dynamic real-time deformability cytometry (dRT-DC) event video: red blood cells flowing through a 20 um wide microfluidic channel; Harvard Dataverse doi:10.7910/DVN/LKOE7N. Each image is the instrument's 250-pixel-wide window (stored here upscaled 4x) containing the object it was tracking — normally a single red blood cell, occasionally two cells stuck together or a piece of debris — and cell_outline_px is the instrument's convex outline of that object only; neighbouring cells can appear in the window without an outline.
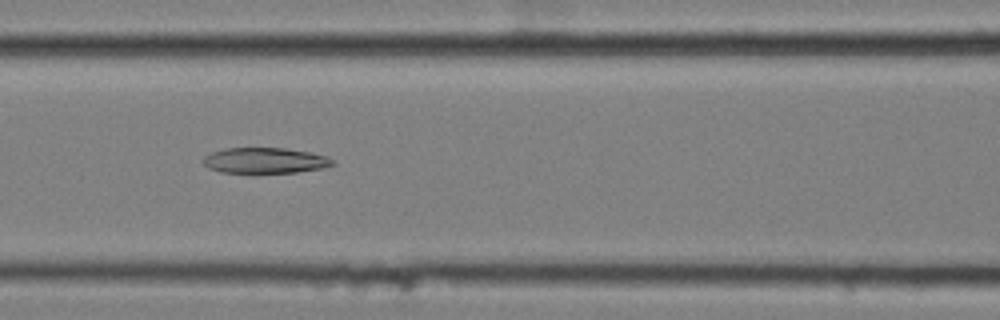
{"species": "common noctule bat (a hibernating species)", "species_latin": "Nyctalus noctula", "temperature_condition": "cold", "stored_images_in_passage": 16, "camera_frame_rate_fps": 3000, "um_per_image_px": 0.085, "animal": {"sex": "female", "body_mass_g": 25.1}, "frame": {"image": 1, "passage_image": 7, "time_ms": 2.0, "image_size_px": [1000, 320], "cell_outline_px": [[336, 164], [324, 168], [296, 172], [220, 172], [208, 168], [204, 164], [204, 156], [212, 152], [224, 148], [284, 148], [308, 152], [328, 156]], "centroid_in_image_um": [22.53, 13.64], "position_along_channel_um": 144.1, "area_um2": 19.19}}
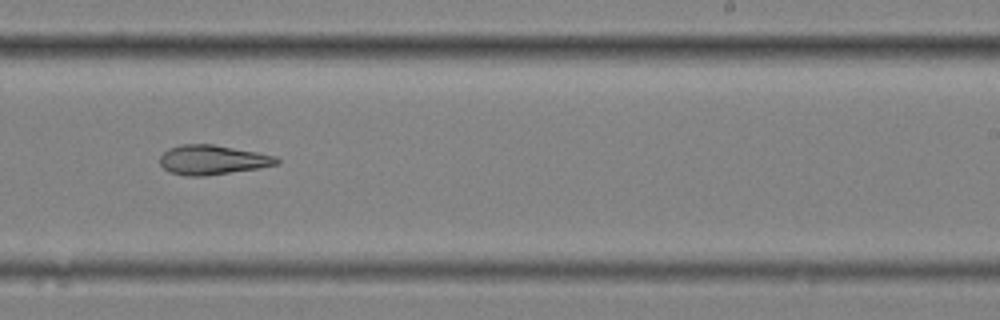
{"frame": {"image": 2, "passage_image": 10, "time_ms": 3.0, "image_size_px": [1000, 320], "cell_outline_px": [[280, 160], [276, 164], [256, 168], [204, 176], [188, 176], [168, 172], [160, 164], [160, 156], [168, 148], [180, 144], [212, 144], [256, 152], [276, 156]], "centroid_in_image_um": [18.0, 13.58], "position_along_channel_um": 271.0, "area_um2": 19.88}}
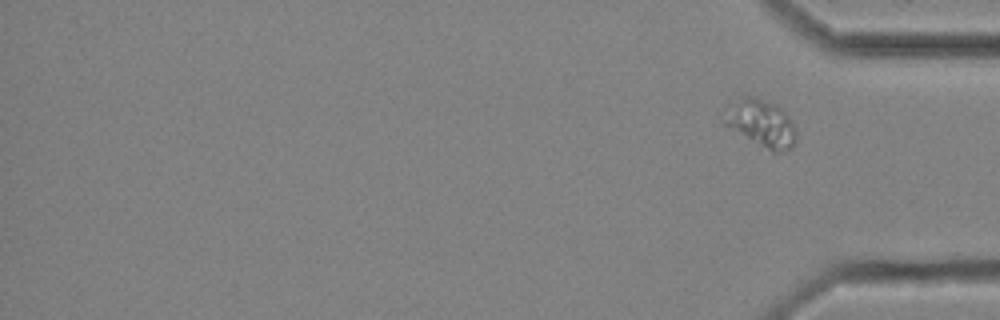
{"frame": {"image": 3, "passage_image": 16, "time_ms": 5.0, "image_size_px": [1000, 320], "cell_outline_px": [[796, 144], [792, 148], [776, 152], [772, 152], [724, 124], [724, 120], [728, 100], [744, 96], [752, 96], [776, 104], [792, 120], [796, 128]], "centroid_in_image_um": [64.71, 10.44], "position_along_channel_um": 370.5, "area_um2": 19.88}}